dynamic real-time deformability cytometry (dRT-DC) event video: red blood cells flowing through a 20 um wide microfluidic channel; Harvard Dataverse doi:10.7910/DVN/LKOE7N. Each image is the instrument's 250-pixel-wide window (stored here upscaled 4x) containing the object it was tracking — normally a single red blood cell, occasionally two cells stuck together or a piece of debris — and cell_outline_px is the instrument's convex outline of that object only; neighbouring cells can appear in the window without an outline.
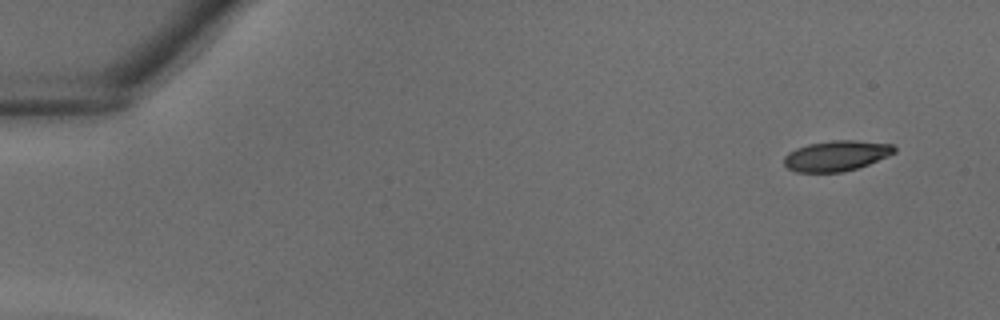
{"species": "common noctule bat (a hibernating species)", "species_latin": "Nyctalus noctula", "temperature_condition": "warm", "stored_images_in_passage": 10, "camera_frame_rate_fps": 3000, "um_per_image_px": 0.085, "animal": {"sex": "male", "body_mass_g": 18.8}, "frame": {"image": 1, "passage_image": 1, "time_ms": 0.0, "image_size_px": [1000, 320], "cell_outline_px": [[896, 152], [888, 156], [868, 164], [856, 168], [840, 172], [796, 172], [788, 168], [784, 164], [784, 156], [788, 152], [796, 148], [808, 144], [832, 140], [852, 140], [892, 144], [896, 148]], "centroid_in_image_um": [71.07, 13.23], "position_along_channel_um": 13.9, "area_um2": 19.48}}
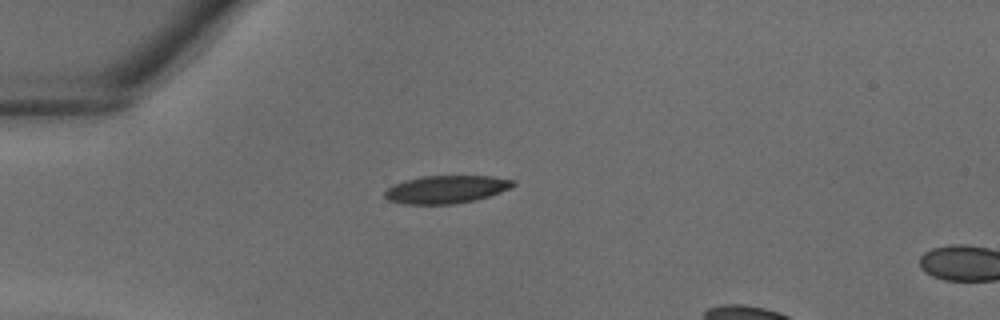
{"frame": {"image": 2, "passage_image": 9, "time_ms": 2.667, "image_size_px": [1000, 320], "cell_outline_px": [[516, 184], [512, 188], [476, 200], [452, 204], [400, 204], [388, 200], [384, 196], [384, 192], [392, 184], [404, 180], [420, 176], [492, 176], [516, 180]], "centroid_in_image_um": [37.92, 16.09], "position_along_channel_um": 47.1, "area_um2": 21.1}}